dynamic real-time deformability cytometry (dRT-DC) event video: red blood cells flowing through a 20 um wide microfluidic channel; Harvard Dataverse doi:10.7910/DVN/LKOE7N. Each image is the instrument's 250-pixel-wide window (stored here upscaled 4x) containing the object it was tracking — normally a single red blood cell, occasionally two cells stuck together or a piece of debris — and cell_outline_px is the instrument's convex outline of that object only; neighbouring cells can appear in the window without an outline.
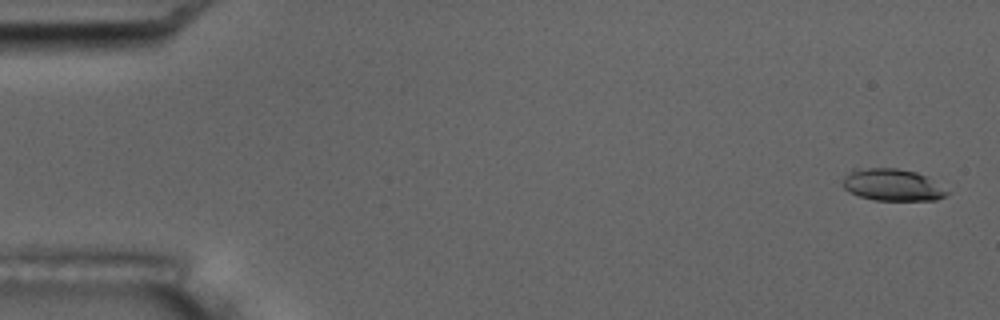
{"species": "common noctule bat (a hibernating species)", "species_latin": "Nyctalus noctula", "temperature_condition": "room temperature", "stored_images_in_passage": 18, "camera_frame_rate_fps": 3000, "um_per_image_px": 0.085, "animal": {"sex": "male", "body_mass_g": 17.5, "forearm_length_mm": 52.3}, "frame": {"image": 1, "passage_image": 1, "time_ms": 0.0, "image_size_px": [1000, 320], "cell_outline_px": [[948, 196], [936, 200], [876, 200], [860, 196], [844, 188], [844, 180], [852, 168], [896, 168], [916, 172], [924, 176], [948, 192]], "centroid_in_image_um": [75.84, 15.71], "position_along_channel_um": 9.2, "area_um2": 18.96}}
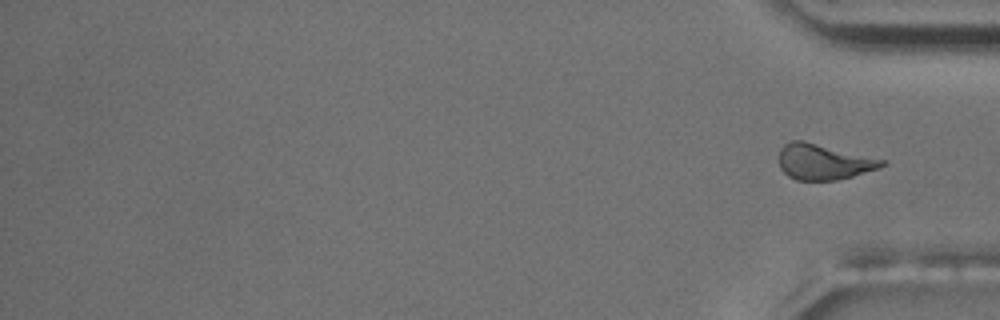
{"frame": {"image": 2, "passage_image": 18, "time_ms": 19.667, "image_size_px": [1000, 320], "cell_outline_px": [[888, 160], [880, 168], [852, 176], [836, 180], [796, 180], [788, 176], [780, 168], [780, 148], [784, 144], [792, 140], [804, 140]], "centroid_in_image_um": [70.02, 13.74], "position_along_channel_um": 365.2, "area_um2": 21.5}, "authors_computed_cell_mechanics": {"area_um2": 21.1837, "velocity_mm_per_s": 3.521, "shape_relaxation_time_tau1_ms": 3.6144, "shape_relaxation_time_tau2_ms": null, "deformation_change_tau1": 0.1298, "deformation_change_tau2": null}}